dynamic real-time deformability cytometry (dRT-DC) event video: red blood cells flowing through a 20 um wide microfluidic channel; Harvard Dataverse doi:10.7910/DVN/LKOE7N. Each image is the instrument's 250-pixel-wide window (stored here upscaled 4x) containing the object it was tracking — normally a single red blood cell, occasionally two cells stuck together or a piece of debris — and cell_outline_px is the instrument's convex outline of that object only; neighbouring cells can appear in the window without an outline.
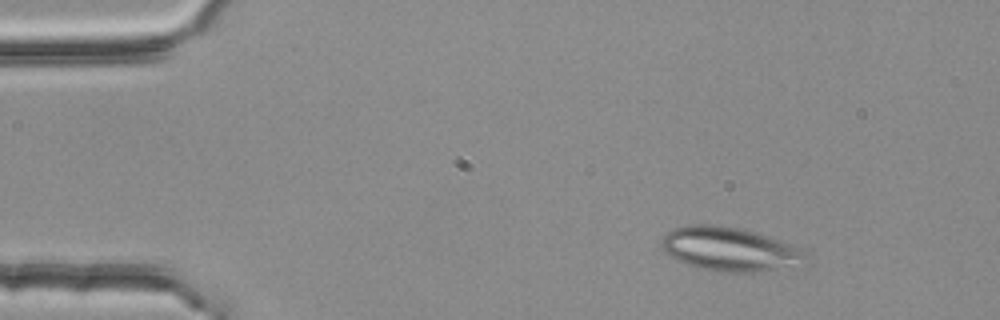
{"species": "common noctule bat (a hibernating species)", "species_latin": "Nyctalus noctula", "temperature_condition": "room temperature", "stored_images_in_passage": 4, "camera_frame_rate_fps": 3000, "um_per_image_px": 0.085, "animal": {"sex": "female", "body_mass_g": 25.1}, "frame": {"image": 1, "passage_image": 4, "time_ms": 1.0, "image_size_px": [1000, 320], "cell_outline_px": [[808, 252], [804, 268], [752, 272], [724, 272], [684, 264], [676, 260], [664, 252], [660, 248], [660, 240], [668, 232], [676, 228], [688, 224], [716, 224], [740, 228], [756, 232], [768, 236], [800, 248]], "centroid_in_image_um": [62.09, 21.2], "position_along_channel_um": 22.9, "area_um2": 37.69}}